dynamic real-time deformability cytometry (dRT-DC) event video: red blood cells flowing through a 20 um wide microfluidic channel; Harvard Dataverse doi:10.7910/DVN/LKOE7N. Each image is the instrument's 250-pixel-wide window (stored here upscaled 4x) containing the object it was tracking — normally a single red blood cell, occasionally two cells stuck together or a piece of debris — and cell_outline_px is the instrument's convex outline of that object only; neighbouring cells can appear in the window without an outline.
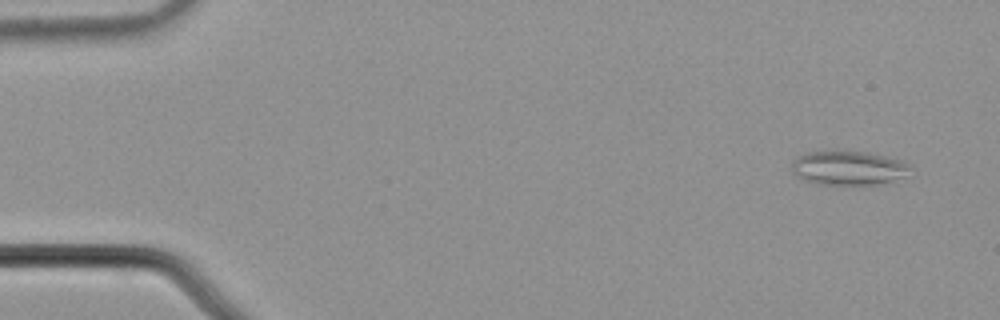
{"species": "common noctule bat (a hibernating species)", "species_latin": "Nyctalus noctula", "temperature_condition": "cold", "stored_images_in_passage": 56, "camera_frame_rate_fps": 3000, "um_per_image_px": 0.085, "animal": {"sex": "male", "body_mass_g": 21.5, "forearm_length_mm": 52.0}, "frame": {"image": 1, "passage_image": 4, "time_ms": 1.0, "image_size_px": [1000, 320], "cell_outline_px": [[912, 168], [904, 176], [892, 180], [876, 184], [816, 184], [804, 180], [796, 176], [792, 172], [792, 160], [808, 152], [836, 148], [868, 152], [904, 160], [912, 164]], "centroid_in_image_um": [72.1, 14.22], "position_along_channel_um": 12.9, "area_um2": 24.28}}
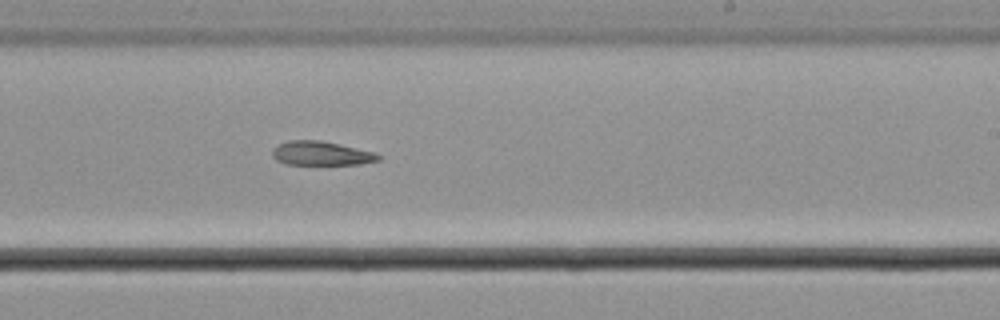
{"frame": {"image": 2, "passage_image": 35, "time_ms": 11.333, "image_size_px": [1000, 320], "cell_outline_px": [[380, 160], [360, 164], [284, 164], [276, 160], [272, 156], [272, 148], [276, 144], [288, 140], [320, 140], [372, 152], [380, 156]], "centroid_in_image_um": [27.21, 13.03], "position_along_channel_um": 261.8, "area_um2": 14.74}}
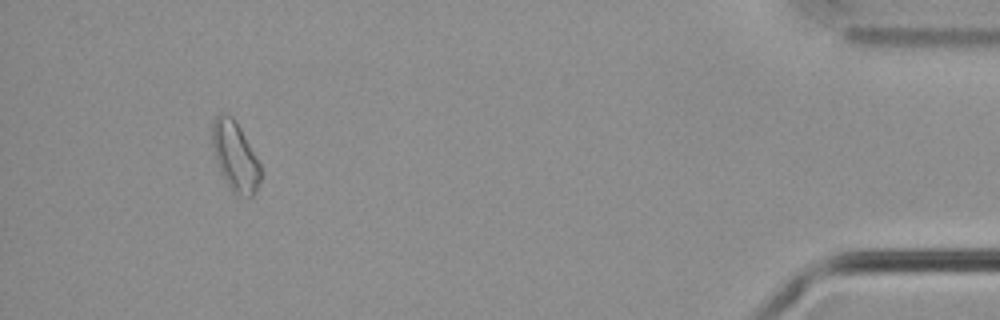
{"frame": {"image": 3, "passage_image": 53, "time_ms": 17.333, "image_size_px": [1000, 320], "cell_outline_px": [[260, 180], [256, 192], [252, 196], [236, 196], [232, 192], [216, 160], [212, 144], [212, 124], [216, 116], [220, 112], [228, 112], [236, 120], [256, 156], [260, 164]], "centroid_in_image_um": [19.99, 13.25], "position_along_channel_um": 415.2, "area_um2": 19.48}}